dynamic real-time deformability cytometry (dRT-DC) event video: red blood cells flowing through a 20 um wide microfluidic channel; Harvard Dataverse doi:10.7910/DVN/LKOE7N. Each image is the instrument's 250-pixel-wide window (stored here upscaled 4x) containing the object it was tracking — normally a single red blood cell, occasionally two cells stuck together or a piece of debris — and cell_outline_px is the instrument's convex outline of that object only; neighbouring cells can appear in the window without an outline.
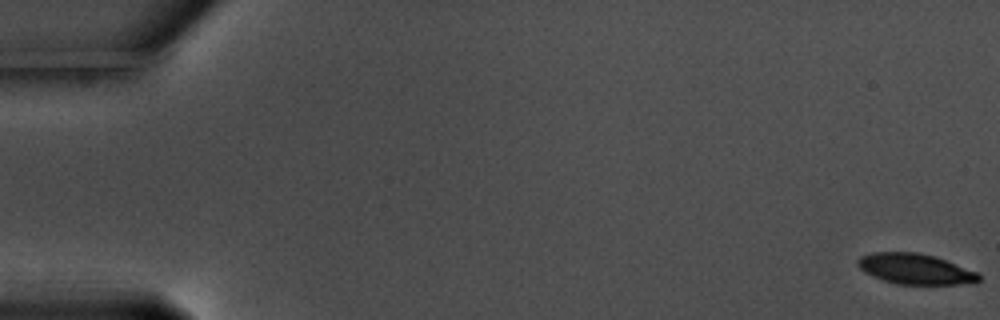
{"species": "common noctule bat (a hibernating species)", "species_latin": "Nyctalus noctula", "temperature_condition": "warm", "stored_images_in_passage": 59, "camera_frame_rate_fps": 3000, "um_per_image_px": 0.085, "animal": {"sex": "male", "body_mass_g": 17.5, "forearm_length_mm": 52.3}, "frame": {"image": 1, "passage_image": 1, "time_ms": 0.0, "image_size_px": [1000, 320], "cell_outline_px": [[980, 280], [976, 284], [896, 284], [872, 276], [864, 272], [856, 264], [856, 260], [860, 256], [872, 252], [916, 252], [936, 256], [976, 272], [980, 276]], "centroid_in_image_um": [77.78, 22.86], "position_along_channel_um": 7.2, "area_um2": 21.68}}
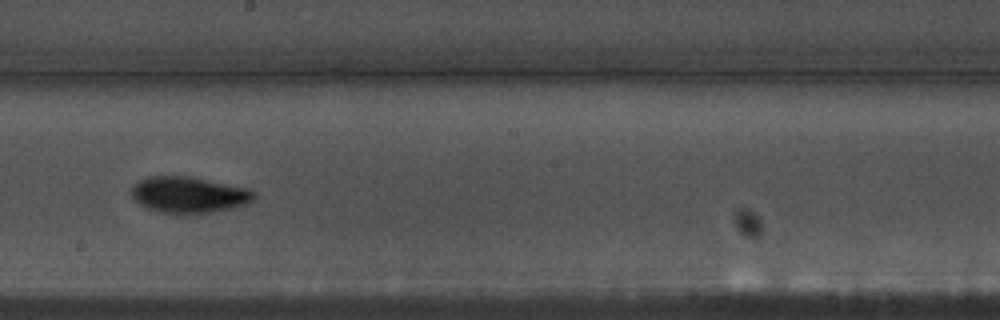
{"frame": {"image": 2, "passage_image": 34, "time_ms": 11.0, "image_size_px": [1000, 320], "cell_outline_px": [[256, 196], [252, 200], [244, 204], [212, 212], [192, 216], [160, 212], [148, 208], [140, 204], [132, 196], [132, 184], [148, 176], [188, 176], [248, 188], [256, 192]], "centroid_in_image_um": [16.03, 16.57], "position_along_channel_um": 232.2, "area_um2": 26.01}}
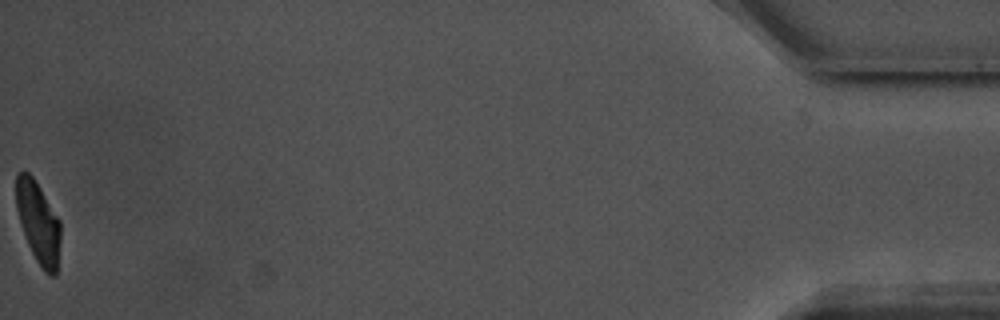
{"frame": {"image": 3, "passage_image": 59, "time_ms": 19.333, "image_size_px": [1000, 320], "cell_outline_px": [[60, 240], [56, 276], [48, 276], [44, 272], [36, 260], [28, 244], [16, 208], [16, 172], [24, 168], [32, 176], [40, 188], [60, 220]], "centroid_in_image_um": [3.25, 18.89], "position_along_channel_um": 432.0, "area_um2": 21.1}, "authors_computed_cell_mechanics": {"area_um2": 23.5824, "velocity_mm_per_s": 3.5613, "shape_relaxation_time_tau1_ms": 3.0128, "shape_relaxation_time_tau2_ms": 3.696, "deformation_change_tau1": 0.145, "deformation_change_tau2": 0.0934}}